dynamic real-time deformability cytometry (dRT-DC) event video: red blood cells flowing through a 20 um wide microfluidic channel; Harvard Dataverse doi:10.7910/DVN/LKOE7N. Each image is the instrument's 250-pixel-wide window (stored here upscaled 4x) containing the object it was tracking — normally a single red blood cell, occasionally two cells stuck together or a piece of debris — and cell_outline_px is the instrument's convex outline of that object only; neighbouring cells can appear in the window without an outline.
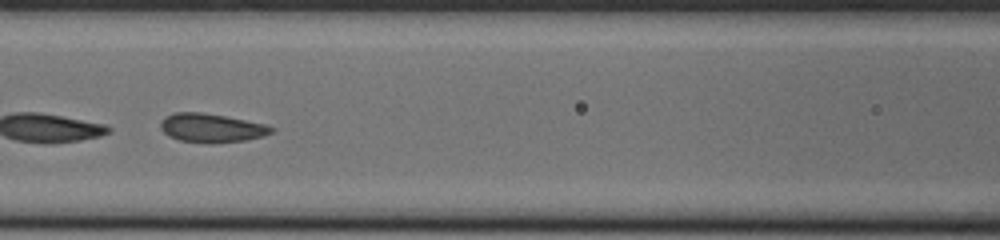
{"species": "common noctule bat (a hibernating species)", "species_latin": "Nyctalus noctula", "temperature_condition": "cold", "stored_images_in_passage": 26, "camera_frame_rate_fps": 3000, "um_per_image_px": 0.085, "animal": {"sex": "male", "body_mass_g": 20.0, "forearm_length_mm": 53.3}, "frame": {"image": 1, "passage_image": 12, "time_ms": 3.667, "image_size_px": [1000, 240], "cell_outline_px": [[276, 128], [272, 132], [264, 136], [244, 140], [212, 144], [204, 144], [180, 140], [168, 136], [160, 128], [160, 120], [164, 116], [172, 112], [200, 112], [224, 116], [264, 124]], "centroid_in_image_um": [17.92, 10.88], "position_along_channel_um": 148.7, "area_um2": 18.79}}
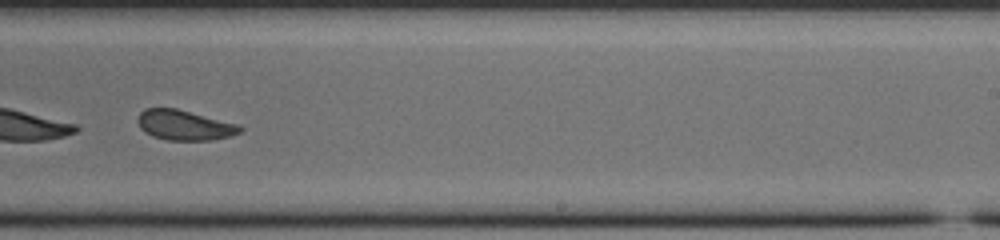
{"frame": {"image": 2, "passage_image": 22, "time_ms": 7.0, "image_size_px": [1000, 240], "cell_outline_px": [[244, 128], [240, 132], [232, 136], [212, 140], [168, 140], [152, 136], [144, 132], [140, 128], [136, 120], [136, 116], [144, 108], [176, 108], [240, 124]], "centroid_in_image_um": [15.67, 10.63], "position_along_channel_um": 273.3, "area_um2": 18.26}}